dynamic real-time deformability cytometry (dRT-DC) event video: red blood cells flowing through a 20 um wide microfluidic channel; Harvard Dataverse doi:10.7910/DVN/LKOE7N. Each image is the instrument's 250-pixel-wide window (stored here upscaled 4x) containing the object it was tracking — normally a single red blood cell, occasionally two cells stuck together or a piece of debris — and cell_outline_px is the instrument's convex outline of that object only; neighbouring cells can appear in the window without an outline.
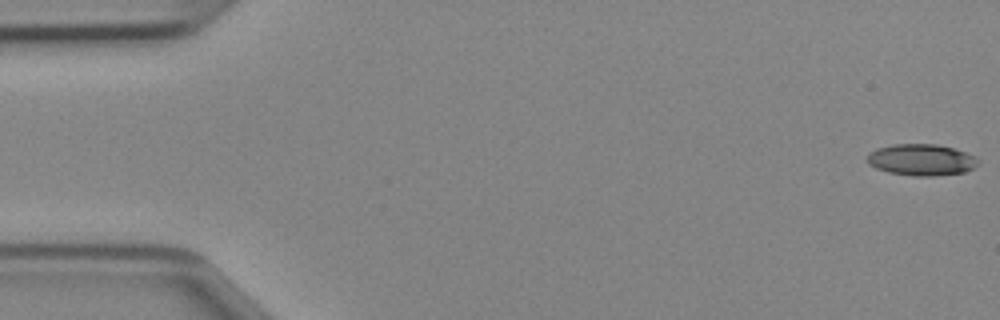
{"species": "Egyptian fruit bat (a non-hibernating species)", "species_latin": "Rousettus aegyptiacus", "temperature_condition": "cold", "stored_images_in_passage": 47, "camera_frame_rate_fps": 3000, "um_per_image_px": 0.085, "animal": {"sex": "female"}, "frame": {"image": 1, "passage_image": 1, "time_ms": 0.0, "image_size_px": [1000, 320], "cell_outline_px": [[980, 160], [972, 168], [964, 172], [936, 176], [916, 176], [888, 172], [876, 168], [868, 164], [864, 160], [868, 152], [876, 148], [892, 144], [936, 144], [952, 148], [976, 156]], "centroid_in_image_um": [78.26, 13.58], "position_along_channel_um": 6.7, "area_um2": 20.52}}
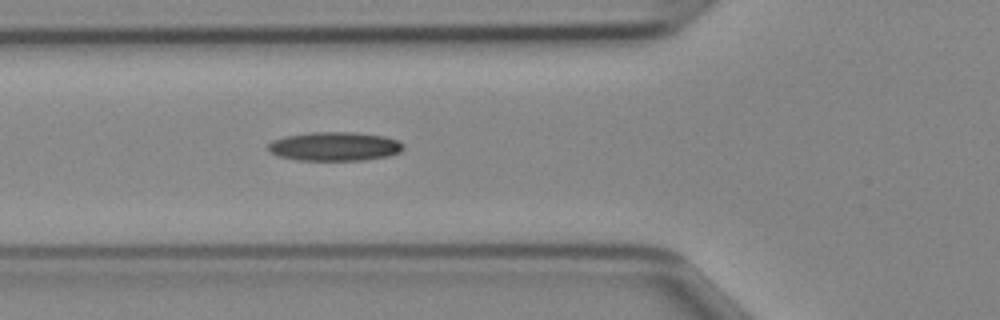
{"frame": {"image": 2, "passage_image": 17, "time_ms": 5.333, "image_size_px": [1000, 320], "cell_outline_px": [[404, 148], [400, 152], [388, 156], [360, 160], [296, 160], [280, 156], [268, 152], [268, 144], [272, 140], [284, 136], [308, 132], [352, 132], [384, 136], [396, 140], [404, 144]], "centroid_in_image_um": [28.41, 12.44], "position_along_channel_um": 97.4, "area_um2": 22.83}}
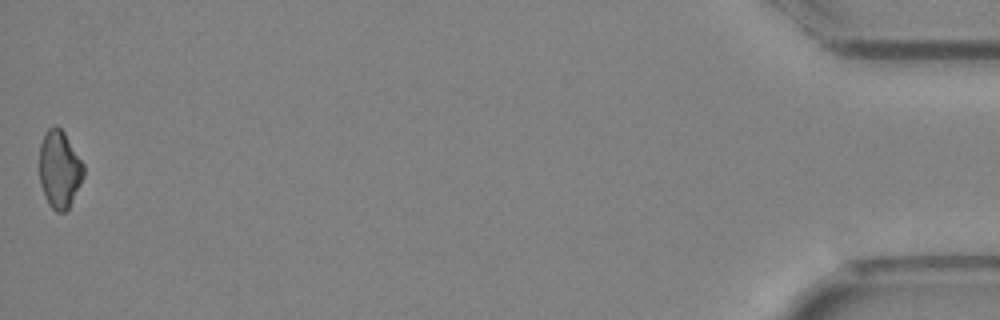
{"frame": {"image": 3, "passage_image": 47, "time_ms": 15.333, "image_size_px": [1000, 320], "cell_outline_px": [[84, 176], [68, 208], [64, 212], [56, 212], [48, 204], [40, 184], [40, 144], [44, 132], [48, 128], [56, 124], [64, 132], [84, 164]], "centroid_in_image_um": [5.05, 14.37], "position_along_channel_um": 430.2, "area_um2": 19.94}}